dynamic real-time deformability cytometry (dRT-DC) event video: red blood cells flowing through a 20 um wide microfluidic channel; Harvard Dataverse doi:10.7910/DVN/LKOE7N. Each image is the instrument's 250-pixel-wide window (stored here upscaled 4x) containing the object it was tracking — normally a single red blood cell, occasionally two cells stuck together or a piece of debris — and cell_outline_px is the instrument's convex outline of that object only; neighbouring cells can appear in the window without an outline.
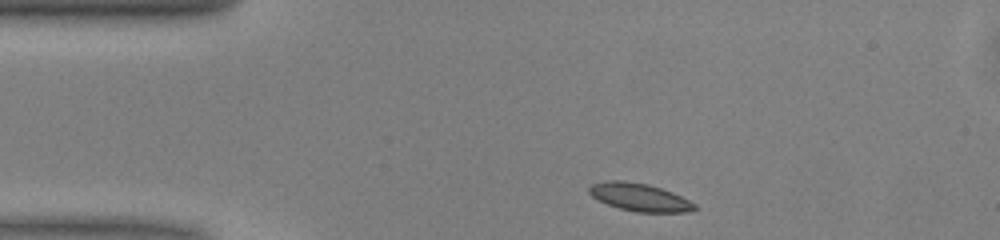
{"species": "common noctule bat (a hibernating species)", "species_latin": "Nyctalus noctula", "temperature_condition": "warm", "stored_images_in_passage": 42, "camera_frame_rate_fps": 3000, "um_per_image_px": 0.085, "animal": {"sex": "male", "body_mass_g": 13.0, "forearm_length_mm": 53.1}, "frame": {"image": 1, "passage_image": 1, "time_ms": 0.0, "image_size_px": [1000, 240], "cell_outline_px": [[696, 208], [688, 212], [636, 212], [620, 208], [608, 204], [592, 196], [588, 192], [588, 188], [592, 184], [604, 180], [624, 180], [648, 184], [672, 192], [696, 204]], "centroid_in_image_um": [54.34, 16.75], "position_along_channel_um": 30.7, "area_um2": 16.99}}
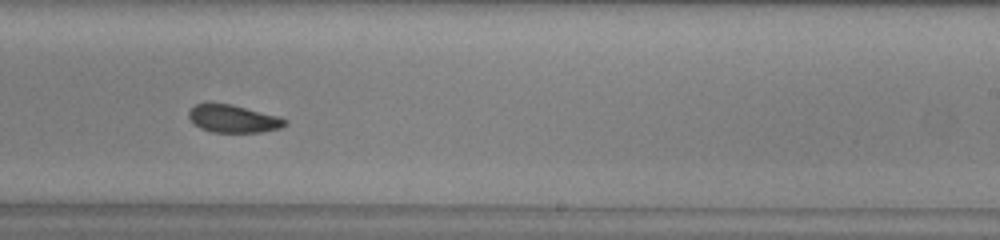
{"frame": {"image": 2, "passage_image": 22, "time_ms": 7.0, "image_size_px": [1000, 240], "cell_outline_px": [[288, 124], [280, 128], [260, 132], [212, 132], [200, 128], [188, 116], [188, 112], [196, 104], [208, 100], [232, 104], [280, 116], [288, 120]], "centroid_in_image_um": [19.83, 10.05], "position_along_channel_um": 269.2, "area_um2": 15.95}}
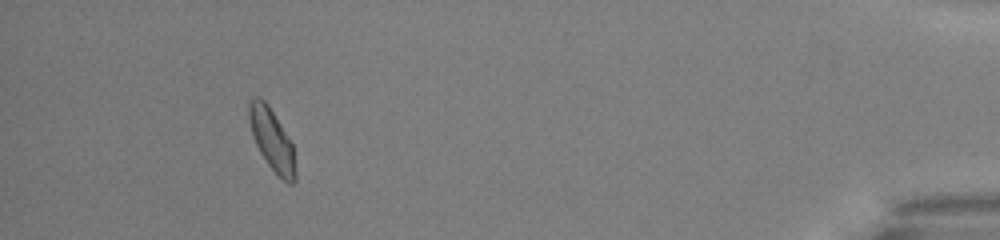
{"frame": {"image": 3, "passage_image": 38, "time_ms": 12.333, "image_size_px": [1000, 240], "cell_outline_px": [[296, 180], [292, 184], [288, 184], [268, 164], [260, 152], [252, 136], [248, 116], [248, 100], [256, 96], [260, 96], [268, 104], [292, 144], [296, 168]], "centroid_in_image_um": [23.09, 11.85], "position_along_channel_um": 412.1, "area_um2": 16.59}, "authors_computed_cell_mechanics": {"area_um2": 16.5019, "velocity_mm_per_s": 4.0328, "shape_relaxation_time_tau1_ms": 2.5819, "shape_relaxation_time_tau2_ms": 1.9846, "deformation_change_tau1": 0.0904, "deformation_change_tau2": 0.0516}}